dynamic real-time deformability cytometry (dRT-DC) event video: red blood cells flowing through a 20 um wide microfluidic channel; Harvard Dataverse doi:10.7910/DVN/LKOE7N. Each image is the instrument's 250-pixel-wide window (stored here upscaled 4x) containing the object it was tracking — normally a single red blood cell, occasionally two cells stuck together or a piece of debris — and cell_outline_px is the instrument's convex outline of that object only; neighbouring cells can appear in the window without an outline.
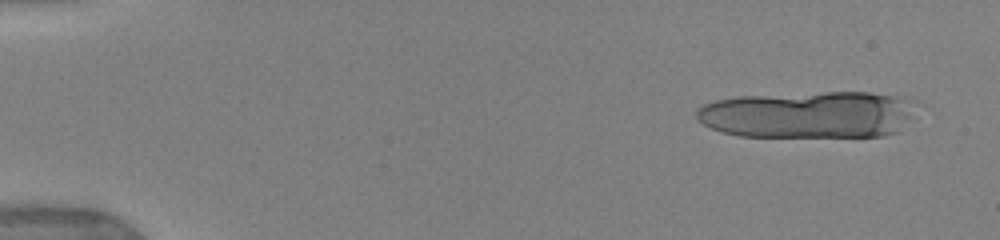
{"species": "human", "species_latin": "Homo sapiens", "temperature_condition": "warm", "stored_images_in_passage": 11, "camera_frame_rate_fps": 3000, "um_per_image_px": 0.085, "donor": {"sex": "female"}, "frame": {"image": 1, "passage_image": 2, "time_ms": 0.667, "image_size_px": [1000, 240], "cell_outline_px": [[924, 104], [896, 132], [884, 136], [740, 136], [724, 132], [712, 128], [696, 120], [696, 112], [704, 104], [716, 100], [740, 96], [824, 92], [868, 92], [916, 100]], "centroid_in_image_um": [68.8, 9.73], "position_along_channel_um": 16.2, "area_um2": 60.52}}